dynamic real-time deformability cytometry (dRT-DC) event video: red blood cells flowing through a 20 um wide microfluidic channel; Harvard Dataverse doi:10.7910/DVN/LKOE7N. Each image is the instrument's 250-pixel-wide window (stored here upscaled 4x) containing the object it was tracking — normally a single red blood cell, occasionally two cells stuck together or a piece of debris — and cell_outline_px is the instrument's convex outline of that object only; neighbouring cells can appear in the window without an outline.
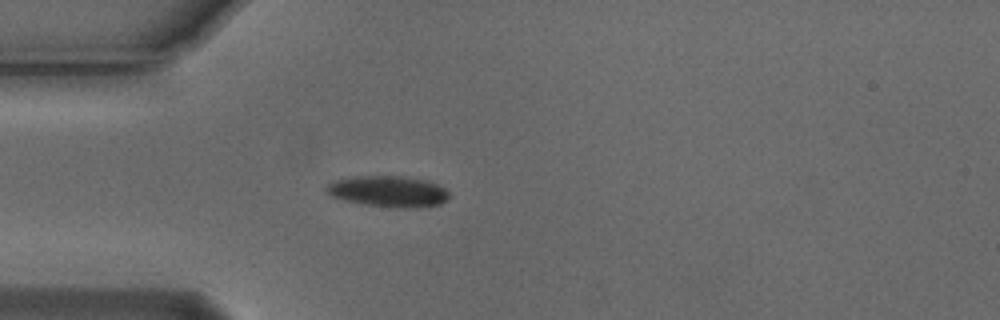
{"species": "Egyptian fruit bat (a non-hibernating species)", "species_latin": "Rousettus aegyptiacus", "temperature_condition": "cold", "stored_images_in_passage": 46, "camera_frame_rate_fps": 3000, "um_per_image_px": 0.085, "animal": {"sex": "male"}, "frame": {"image": 1, "passage_image": 7, "time_ms": 2.0, "image_size_px": [1000, 320], "cell_outline_px": [[452, 196], [448, 200], [440, 204], [416, 208], [396, 208], [364, 204], [344, 200], [332, 196], [324, 188], [328, 184], [336, 180], [356, 176], [404, 176], [428, 180], [444, 188]], "centroid_in_image_um": [33.06, 16.27], "position_along_channel_um": 51.9, "area_um2": 22.37}}
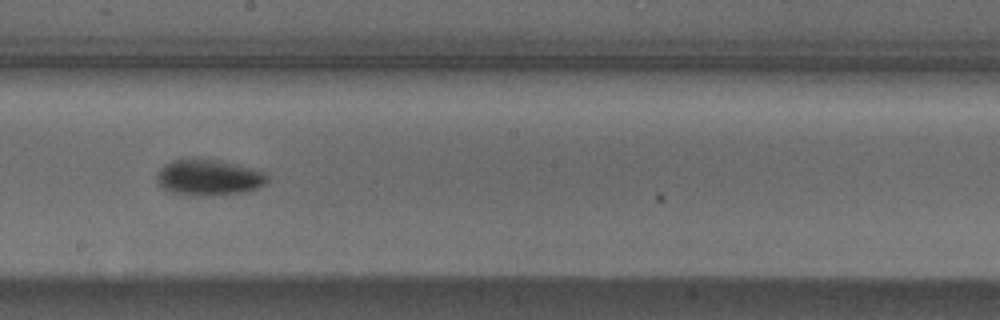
{"frame": {"image": 2, "passage_image": 22, "time_ms": 7.0, "image_size_px": [1000, 320], "cell_outline_px": [[268, 180], [264, 184], [256, 188], [244, 192], [208, 196], [204, 196], [172, 192], [164, 188], [156, 180], [156, 176], [160, 168], [172, 160], [192, 156], [220, 160], [252, 168], [264, 172], [268, 176]], "centroid_in_image_um": [17.73, 15.04], "position_along_channel_um": 230.5, "area_um2": 23.41}}
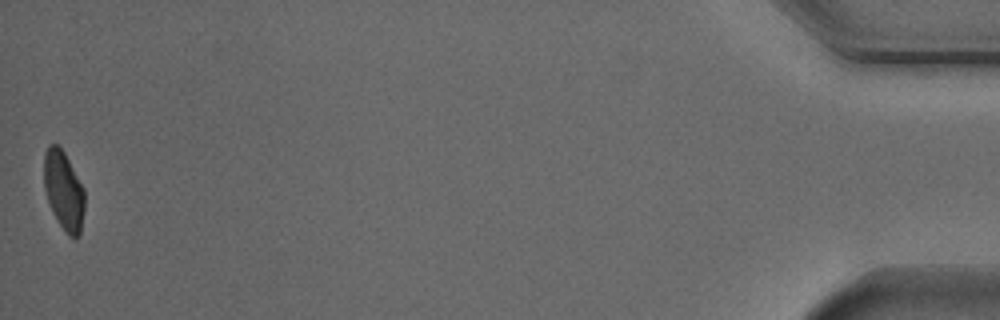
{"frame": {"image": 3, "passage_image": 46, "time_ms": 15.0, "image_size_px": [1000, 320], "cell_outline_px": [[84, 208], [80, 236], [68, 236], [52, 212], [44, 188], [44, 152], [48, 144], [56, 144], [64, 152], [84, 188]], "centroid_in_image_um": [5.41, 16.18], "position_along_channel_um": 429.8, "area_um2": 18.61}, "authors_computed_cell_mechanics": {"area_um2": 20.8658, "velocity_mm_per_s": 3.7527, "shape_relaxation_time_tau1_ms": 2.484, "shape_relaxation_time_tau2_ms": 5.15, "deformation_change_tau1": 0.1098, "deformation_change_tau2": 0.0731}}